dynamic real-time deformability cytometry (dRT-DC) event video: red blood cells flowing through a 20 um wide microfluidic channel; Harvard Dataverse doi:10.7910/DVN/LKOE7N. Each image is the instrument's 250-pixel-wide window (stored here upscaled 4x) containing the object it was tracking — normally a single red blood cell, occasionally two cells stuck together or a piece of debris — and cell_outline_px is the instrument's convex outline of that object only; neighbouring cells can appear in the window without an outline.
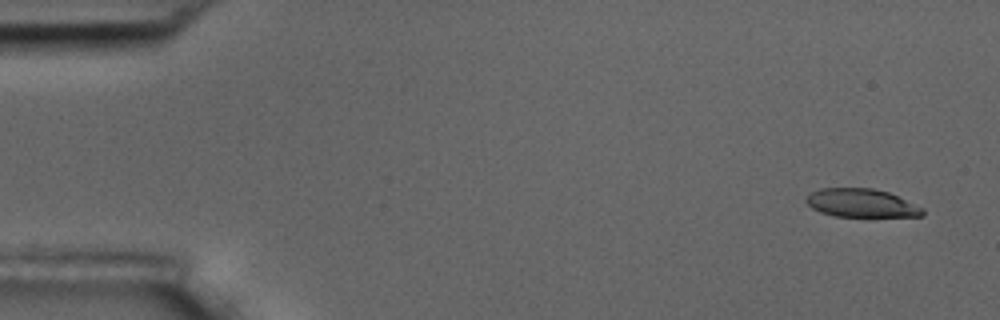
{"species": "common noctule bat (a hibernating species)", "species_latin": "Nyctalus noctula", "temperature_condition": "room temperature", "stored_images_in_passage": 5, "camera_frame_rate_fps": 3000, "um_per_image_px": 0.085, "animal": {"sex": "male", "body_mass_g": 17.5, "forearm_length_mm": 52.3}, "frame": {"image": 1, "passage_image": 1, "time_ms": 0.0, "image_size_px": [1000, 320], "cell_outline_px": [[924, 216], [836, 216], [820, 212], [812, 208], [804, 200], [812, 192], [820, 188], [872, 188], [888, 192], [924, 208]], "centroid_in_image_um": [73.21, 17.25], "position_along_channel_um": 11.8, "area_um2": 19.07}}
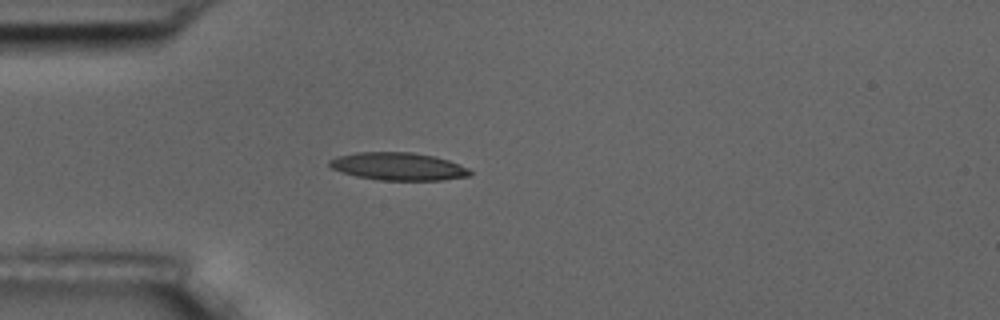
{"frame": {"image": 2, "passage_image": 5, "time_ms": 4.333, "image_size_px": [1000, 320], "cell_outline_px": [[472, 176], [440, 180], [380, 180], [356, 176], [340, 172], [332, 168], [328, 164], [328, 160], [336, 156], [356, 152], [412, 152], [436, 156], [448, 160], [468, 168], [472, 172]], "centroid_in_image_um": [33.84, 14.14], "position_along_channel_um": 51.2, "area_um2": 22.89}}